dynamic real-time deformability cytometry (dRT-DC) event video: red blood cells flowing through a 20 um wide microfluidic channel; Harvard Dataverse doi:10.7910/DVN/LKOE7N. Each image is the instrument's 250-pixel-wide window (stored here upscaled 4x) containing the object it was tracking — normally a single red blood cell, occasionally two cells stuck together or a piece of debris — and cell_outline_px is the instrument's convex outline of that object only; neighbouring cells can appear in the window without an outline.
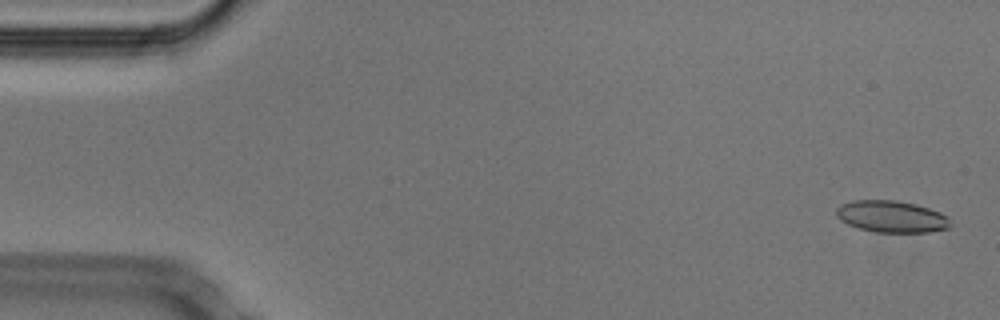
{"species": "Egyptian fruit bat (a non-hibernating species)", "species_latin": "Rousettus aegyptiacus", "temperature_condition": "cold", "stored_images_in_passage": 53, "camera_frame_rate_fps": 3000, "um_per_image_px": 0.085, "animal": {"sex": "male"}, "frame": {"image": 1, "passage_image": 2, "time_ms": 0.333, "image_size_px": [1000, 320], "cell_outline_px": [[948, 228], [928, 232], [876, 232], [860, 228], [848, 224], [840, 220], [836, 216], [836, 208], [840, 204], [852, 200], [896, 200], [916, 204], [940, 212], [948, 216]], "centroid_in_image_um": [75.74, 18.39], "position_along_channel_um": 9.3, "area_um2": 21.04}}
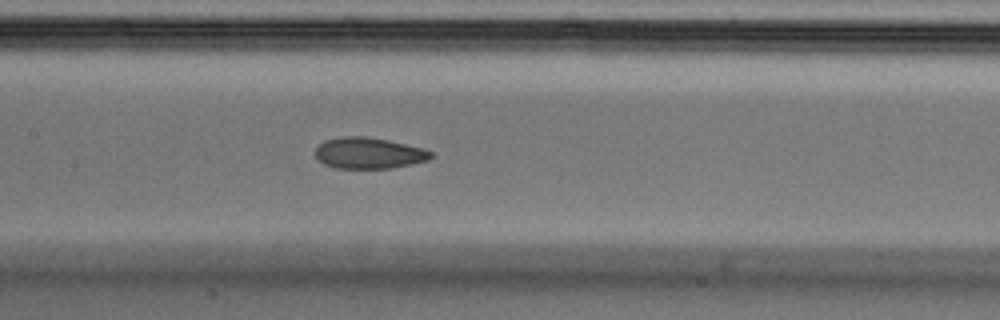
{"frame": {"image": 2, "passage_image": 25, "time_ms": 8.0, "image_size_px": [1000, 320], "cell_outline_px": [[432, 156], [428, 160], [412, 164], [392, 168], [336, 168], [324, 164], [316, 160], [316, 148], [324, 140], [340, 136], [364, 136], [388, 140], [424, 148], [432, 152]], "centroid_in_image_um": [31.33, 13.01], "position_along_channel_um": 176.1, "area_um2": 21.1}}
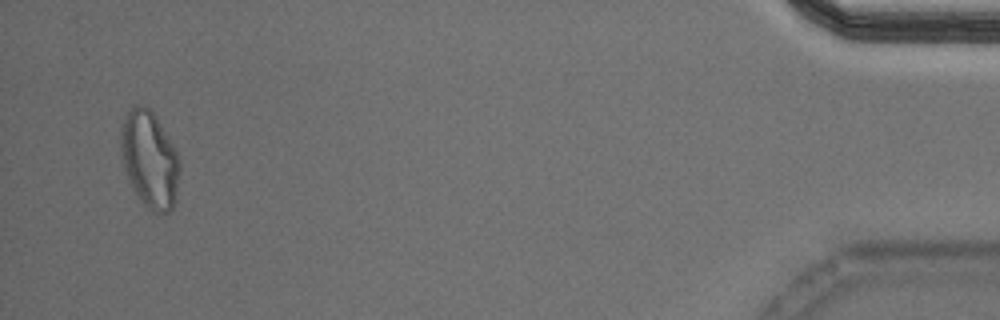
{"frame": {"image": 3, "passage_image": 51, "time_ms": 16.667, "image_size_px": [1000, 320], "cell_outline_px": [[180, 168], [176, 200], [172, 208], [168, 212], [152, 212], [140, 200], [132, 188], [124, 168], [120, 152], [120, 124], [124, 116], [136, 104], [140, 104], [148, 108], [156, 116], [176, 152], [180, 160]], "centroid_in_image_um": [12.69, 13.55], "position_along_channel_um": 422.5, "area_um2": 33.29}, "authors_computed_cell_mechanics": {"area_um2": 21.675, "velocity_mm_per_s": 3.7864, "shape_relaxation_time_tau1_ms": 5.148, "shape_relaxation_time_tau2_ms": 2.4763, "deformation_change_tau1": 0.132, "deformation_change_tau2": 0.0773}}